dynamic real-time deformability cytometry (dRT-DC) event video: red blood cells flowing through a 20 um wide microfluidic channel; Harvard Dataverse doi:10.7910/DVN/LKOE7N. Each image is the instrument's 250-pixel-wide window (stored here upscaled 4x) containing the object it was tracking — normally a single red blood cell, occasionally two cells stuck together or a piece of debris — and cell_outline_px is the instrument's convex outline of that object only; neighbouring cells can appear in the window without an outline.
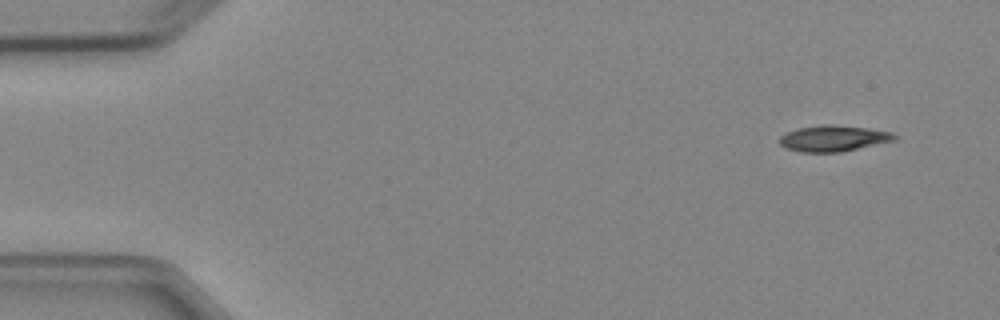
{"species": "Egyptian fruit bat (a non-hibernating species)", "species_latin": "Rousettus aegyptiacus", "temperature_condition": "cold", "stored_images_in_passage": 4, "camera_frame_rate_fps": 3000, "um_per_image_px": 0.085, "animal": {"sex": "female"}, "frame": {"image": 1, "passage_image": 1, "time_ms": 0.0, "image_size_px": [1000, 320], "cell_outline_px": [[900, 136], [896, 140], [840, 152], [800, 152], [784, 148], [780, 144], [780, 136], [796, 128], [820, 124], [832, 124], [868, 128], [892, 132]], "centroid_in_image_um": [70.85, 11.75], "position_along_channel_um": 14.2, "area_um2": 17.63}}
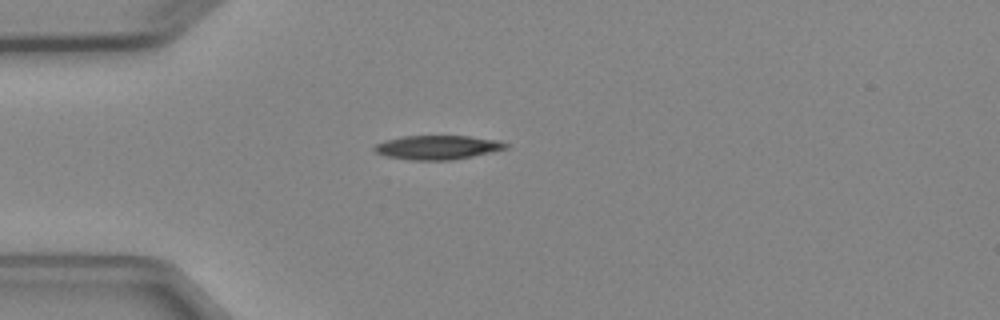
{"frame": {"image": 2, "passage_image": 3, "time_ms": 3.333, "image_size_px": [1000, 320], "cell_outline_px": [[508, 148], [492, 152], [452, 160], [408, 160], [384, 156], [376, 152], [372, 148], [376, 144], [384, 140], [404, 136], [468, 136], [500, 140], [508, 144]], "centroid_in_image_um": [37.18, 12.53], "position_along_channel_um": 47.8, "area_um2": 18.55}}